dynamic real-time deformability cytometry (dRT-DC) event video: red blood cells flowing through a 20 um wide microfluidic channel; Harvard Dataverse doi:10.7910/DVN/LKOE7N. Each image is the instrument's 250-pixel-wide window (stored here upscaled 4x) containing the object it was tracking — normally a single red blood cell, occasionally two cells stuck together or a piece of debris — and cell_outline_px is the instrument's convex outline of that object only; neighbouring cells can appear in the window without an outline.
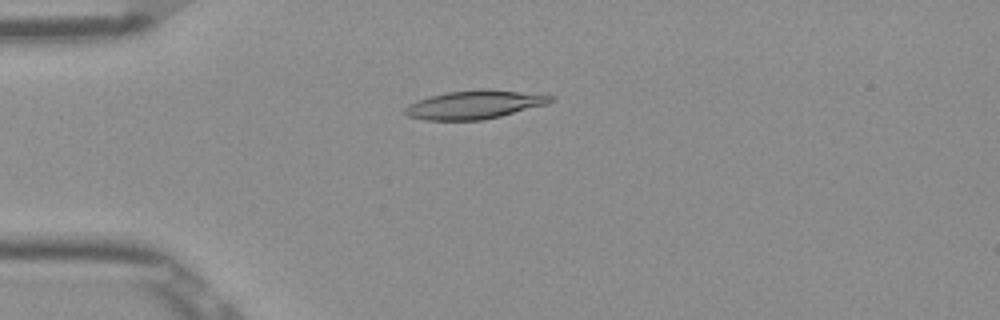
{"species": "Egyptian fruit bat (a non-hibernating species)", "species_latin": "Rousettus aegyptiacus", "temperature_condition": "room temperature", "stored_images_in_passage": 40, "camera_frame_rate_fps": 3000, "um_per_image_px": 0.085, "frame": {"image": 1, "passage_image": 1, "time_ms": 0.0, "image_size_px": [1000, 320], "cell_outline_px": [[556, 100], [548, 104], [500, 116], [480, 120], [424, 120], [408, 116], [404, 112], [404, 108], [408, 104], [444, 92], [476, 88], [544, 92], [556, 96]], "centroid_in_image_um": [40.47, 8.86], "position_along_channel_um": 44.5, "area_um2": 24.85}}
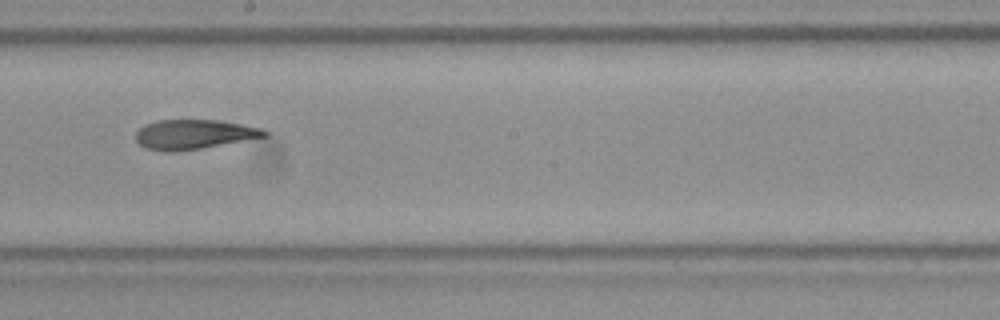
{"frame": {"image": 2, "passage_image": 17, "time_ms": 5.333, "image_size_px": [1000, 320], "cell_outline_px": [[268, 136], [200, 148], [176, 152], [164, 152], [144, 148], [136, 140], [136, 132], [144, 124], [156, 120], [216, 120], [240, 124], [260, 128], [268, 132]], "centroid_in_image_um": [16.42, 11.42], "position_along_channel_um": 231.8, "area_um2": 22.08}}
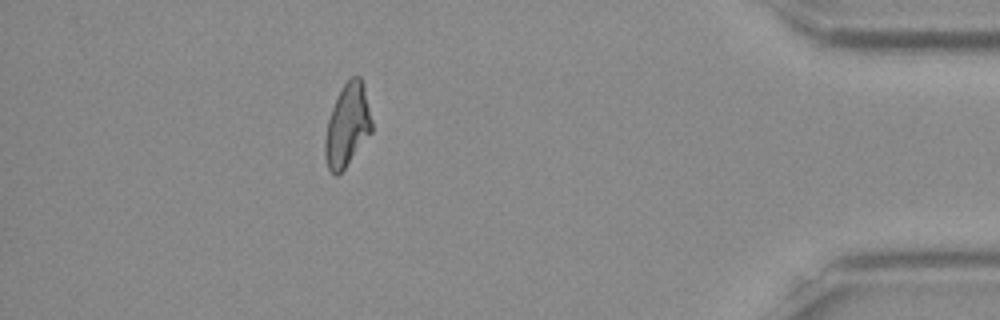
{"frame": {"image": 3, "passage_image": 34, "time_ms": 11.0, "image_size_px": [1000, 320], "cell_outline_px": [[372, 132], [344, 168], [336, 176], [328, 168], [324, 156], [324, 140], [328, 120], [332, 108], [340, 88], [352, 76], [360, 76], [364, 84], [372, 120]], "centroid_in_image_um": [29.52, 10.62], "position_along_channel_um": 405.7, "area_um2": 22.48}, "authors_computed_cell_mechanics": {"area_um2": 23.0622, "velocity_mm_per_s": 3.9007, "shape_relaxation_time_tau1_ms": 9.3787, "shape_relaxation_time_tau2_ms": 3.5497, "deformation_change_tau1": 0.2695, "deformation_change_tau2": 0.1213}}